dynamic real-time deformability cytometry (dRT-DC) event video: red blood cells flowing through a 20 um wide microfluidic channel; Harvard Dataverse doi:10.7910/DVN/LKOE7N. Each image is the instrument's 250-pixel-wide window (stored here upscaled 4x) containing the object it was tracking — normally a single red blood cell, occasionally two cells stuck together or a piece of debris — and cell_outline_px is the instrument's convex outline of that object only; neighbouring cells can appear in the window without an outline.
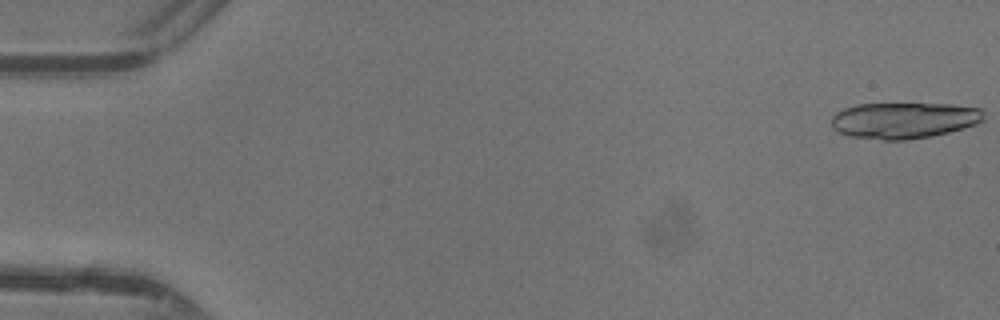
{"species": "common noctule bat (a hibernating species)", "species_latin": "Nyctalus noctula", "temperature_condition": "warm", "stored_images_in_passage": 17, "camera_frame_rate_fps": 3000, "um_per_image_px": 0.085, "animal": {"sex": "female"}, "frame": {"image": 1, "passage_image": 1, "time_ms": 0.0, "image_size_px": [1000, 320], "cell_outline_px": [[984, 120], [976, 124], [964, 128], [932, 136], [908, 140], [884, 140], [848, 136], [832, 128], [832, 116], [836, 112], [844, 108], [856, 104], [952, 104], [980, 108], [984, 112]], "centroid_in_image_um": [76.84, 10.23], "position_along_channel_um": 8.2, "area_um2": 32.25}}